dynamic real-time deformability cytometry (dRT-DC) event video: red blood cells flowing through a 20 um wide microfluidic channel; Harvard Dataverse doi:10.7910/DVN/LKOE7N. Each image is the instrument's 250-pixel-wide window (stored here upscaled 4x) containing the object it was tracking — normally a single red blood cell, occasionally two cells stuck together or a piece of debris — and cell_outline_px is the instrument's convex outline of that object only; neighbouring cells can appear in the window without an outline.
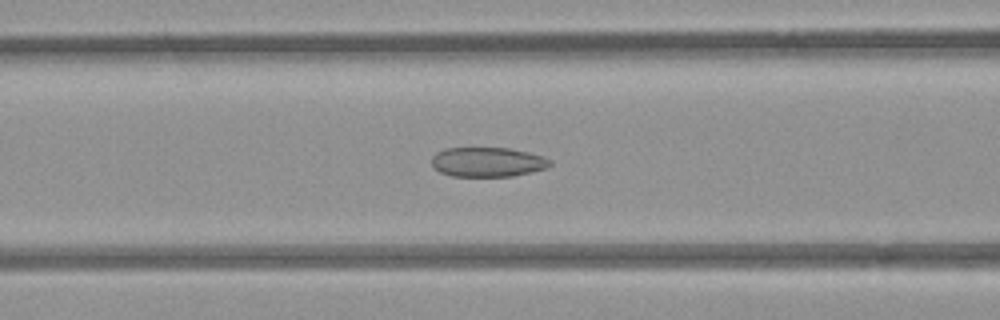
{"species": "common noctule bat (a hibernating species)", "species_latin": "Nyctalus noctula", "temperature_condition": "room temperature", "stored_images_in_passage": 7, "camera_frame_rate_fps": 3000, "um_per_image_px": 0.085, "animal": {"sex": "female", "body_mass_g": 21.9}, "frame": {"image": 1, "passage_image": 7, "time_ms": 2.0, "image_size_px": [1000, 320], "cell_outline_px": [[552, 164], [544, 168], [512, 176], [452, 176], [440, 172], [432, 164], [432, 156], [436, 152], [444, 148], [508, 148], [528, 152], [544, 156], [552, 160]], "centroid_in_image_um": [41.43, 13.76], "position_along_channel_um": 125.2, "area_um2": 20.29}}